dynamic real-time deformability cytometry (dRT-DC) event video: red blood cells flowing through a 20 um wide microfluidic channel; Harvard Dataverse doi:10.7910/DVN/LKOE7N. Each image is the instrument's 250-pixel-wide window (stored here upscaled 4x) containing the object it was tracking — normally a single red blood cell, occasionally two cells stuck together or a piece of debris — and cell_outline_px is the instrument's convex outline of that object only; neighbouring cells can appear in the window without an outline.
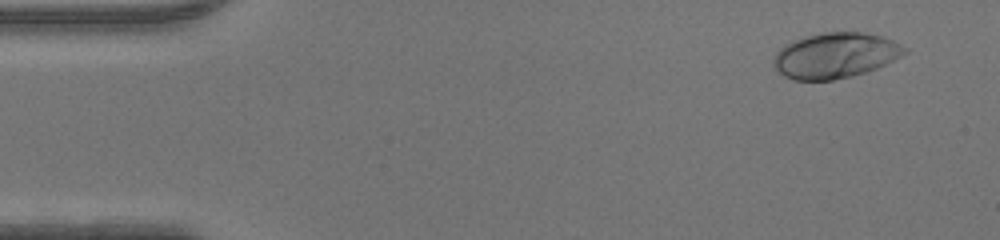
{"species": "human", "species_latin": "Homo sapiens", "temperature_condition": "warm", "stored_images_in_passage": 47, "camera_frame_rate_fps": 3000, "um_per_image_px": 0.085, "donor": {"sex": "male"}, "frame": {"image": 1, "passage_image": 3, "time_ms": 0.667, "image_size_px": [1000, 240], "cell_outline_px": [[908, 52], [876, 68], [864, 72], [832, 80], [796, 80], [784, 76], [772, 64], [772, 60], [776, 52], [780, 48], [792, 40], [824, 32], [860, 32], [880, 36], [892, 40], [908, 48]], "centroid_in_image_um": [70.97, 4.71], "position_along_channel_um": 14.0, "area_um2": 34.33}}
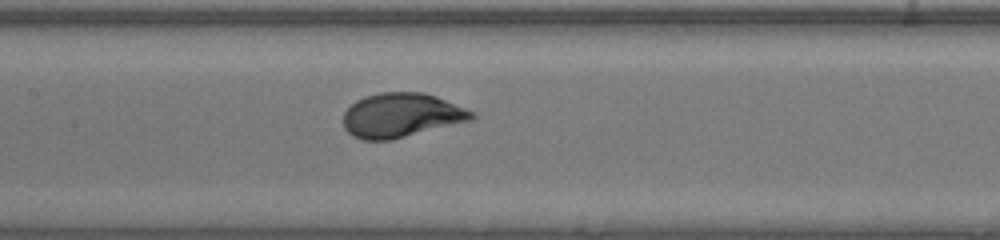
{"frame": {"image": 2, "passage_image": 22, "time_ms": 7.0, "image_size_px": [1000, 240], "cell_outline_px": [[476, 116], [472, 120], [392, 140], [364, 140], [352, 136], [344, 128], [344, 112], [356, 100], [364, 96], [380, 92], [424, 92], [436, 96], [476, 112]], "centroid_in_image_um": [34.12, 9.79], "position_along_channel_um": 173.3, "area_um2": 33.29}}
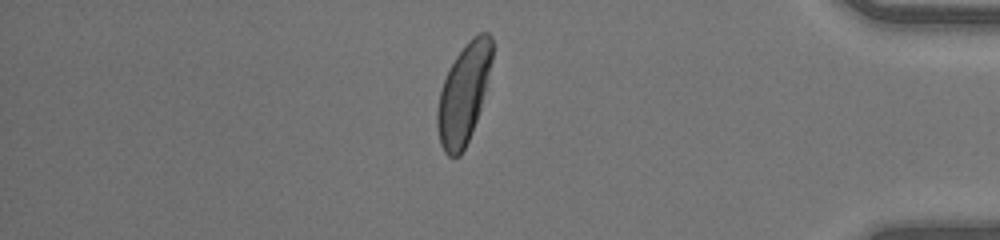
{"frame": {"image": 3, "passage_image": 40, "time_ms": 13.0, "image_size_px": [1000, 240], "cell_outline_px": [[492, 60], [480, 108], [472, 132], [460, 156], [448, 156], [444, 152], [440, 144], [436, 124], [436, 112], [440, 92], [444, 80], [456, 56], [468, 40], [472, 36], [480, 32], [488, 32], [492, 36]], "centroid_in_image_um": [39.4, 7.96], "position_along_channel_um": 395.8, "area_um2": 31.44}}